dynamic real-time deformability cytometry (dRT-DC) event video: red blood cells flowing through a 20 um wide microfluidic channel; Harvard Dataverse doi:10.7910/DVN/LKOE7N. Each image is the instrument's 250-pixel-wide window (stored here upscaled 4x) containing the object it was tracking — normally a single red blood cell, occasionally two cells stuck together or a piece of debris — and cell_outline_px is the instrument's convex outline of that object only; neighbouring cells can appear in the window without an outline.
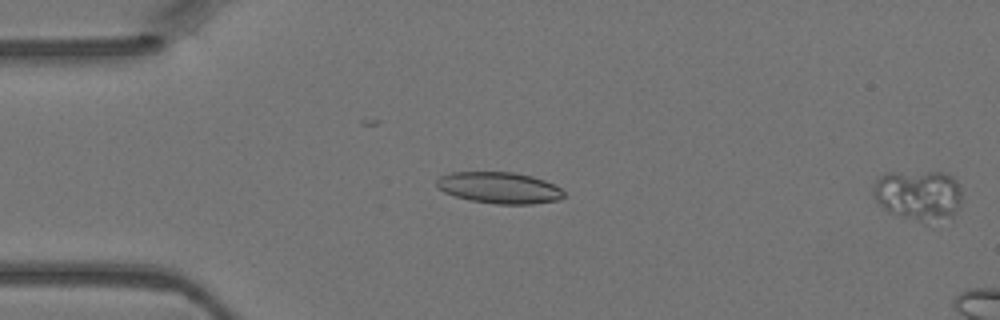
{"species": "Egyptian fruit bat (a non-hibernating species)", "species_latin": "Rousettus aegyptiacus", "temperature_condition": "warm", "stored_images_in_passage": 4, "camera_frame_rate_fps": 3000, "um_per_image_px": 0.085, "animal": {"sex": "female"}, "frame": {"image": 1, "passage_image": 4, "time_ms": 1.0, "image_size_px": [1000, 320], "cell_outline_px": [[964, 200], [956, 212], [952, 216], [920, 220], [888, 212], [872, 196], [872, 188], [876, 180], [884, 172], [944, 172], [952, 176], [960, 184]], "centroid_in_image_um": [78.08, 16.51], "position_along_channel_um": 6.9, "area_um2": 25.95}}